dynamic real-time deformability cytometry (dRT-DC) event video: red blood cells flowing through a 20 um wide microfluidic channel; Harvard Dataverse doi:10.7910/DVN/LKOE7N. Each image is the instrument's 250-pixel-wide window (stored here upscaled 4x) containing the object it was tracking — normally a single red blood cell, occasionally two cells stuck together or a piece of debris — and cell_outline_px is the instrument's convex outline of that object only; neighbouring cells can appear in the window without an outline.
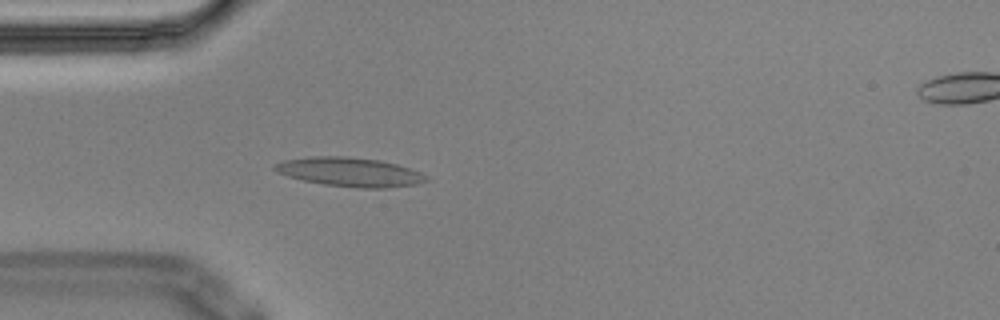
{"species": "Egyptian fruit bat (a non-hibernating species)", "species_latin": "Rousettus aegyptiacus", "temperature_condition": "cold", "stored_images_in_passage": 5, "camera_frame_rate_fps": 3000, "um_per_image_px": 0.085, "animal": {"sex": "male"}, "frame": {"image": 1, "passage_image": 4, "time_ms": 1.0, "image_size_px": [1000, 320], "cell_outline_px": [[428, 180], [416, 184], [388, 188], [356, 188], [324, 184], [304, 180], [288, 176], [276, 172], [272, 168], [272, 164], [284, 160], [312, 156], [340, 156], [380, 160], [396, 164], [420, 172]], "centroid_in_image_um": [29.68, 14.62], "position_along_channel_um": 55.3, "area_um2": 25.49}}